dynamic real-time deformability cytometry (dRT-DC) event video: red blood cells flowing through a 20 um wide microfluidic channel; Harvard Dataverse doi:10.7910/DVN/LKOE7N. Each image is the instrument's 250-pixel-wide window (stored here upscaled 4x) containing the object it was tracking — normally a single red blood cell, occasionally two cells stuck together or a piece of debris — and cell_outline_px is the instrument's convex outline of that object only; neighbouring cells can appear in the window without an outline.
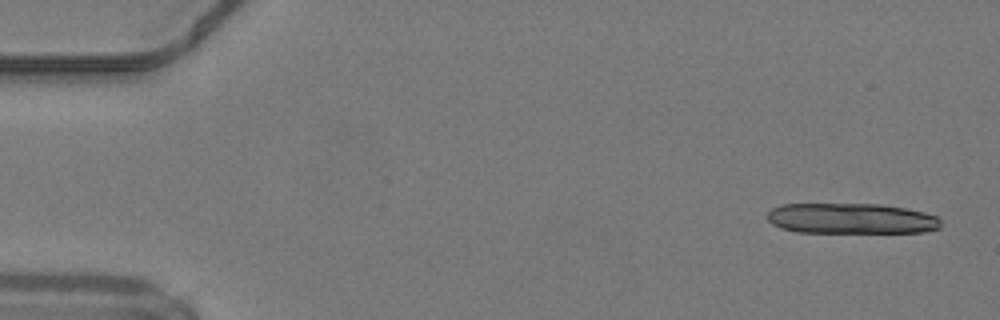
{"species": "common noctule bat (a hibernating species)", "species_latin": "Nyctalus noctula", "temperature_condition": "warm", "stored_images_in_passage": 13, "camera_frame_rate_fps": 3000, "um_per_image_px": 0.085, "animal": {"sex": "male", "body_mass_g": 19.2, "forearm_length_mm": 51.8}, "frame": {"image": 1, "passage_image": 2, "time_ms": 0.333, "image_size_px": [1000, 320], "cell_outline_px": [[944, 224], [940, 228], [924, 232], [796, 232], [780, 228], [772, 224], [768, 220], [768, 212], [772, 208], [780, 204], [880, 204], [908, 208], [940, 216]], "centroid_in_image_um": [72.41, 18.57], "position_along_channel_um": 12.6, "area_um2": 31.33}}